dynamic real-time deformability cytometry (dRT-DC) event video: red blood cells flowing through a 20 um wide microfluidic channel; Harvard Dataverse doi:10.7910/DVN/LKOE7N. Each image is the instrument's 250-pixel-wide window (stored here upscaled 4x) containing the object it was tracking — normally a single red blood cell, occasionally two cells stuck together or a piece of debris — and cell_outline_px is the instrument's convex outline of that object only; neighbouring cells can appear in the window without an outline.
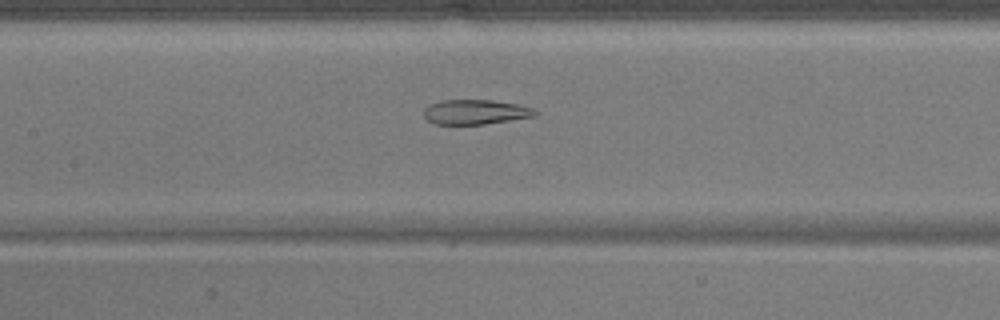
{"species": "common noctule bat (a hibernating species)", "species_latin": "Nyctalus noctula", "temperature_condition": "warm", "stored_images_in_passage": 34, "camera_frame_rate_fps": 3000, "um_per_image_px": 0.085, "animal": {"sex": "male", "body_mass_g": 17.9}, "frame": {"image": 1, "passage_image": 8, "time_ms": 2.333, "image_size_px": [1000, 320], "cell_outline_px": [[536, 116], [484, 124], [436, 124], [428, 120], [424, 116], [424, 108], [428, 104], [440, 100], [492, 100], [516, 104], [532, 108], [536, 112]], "centroid_in_image_um": [40.36, 9.51], "position_along_channel_um": 167.0, "area_um2": 15.95}}
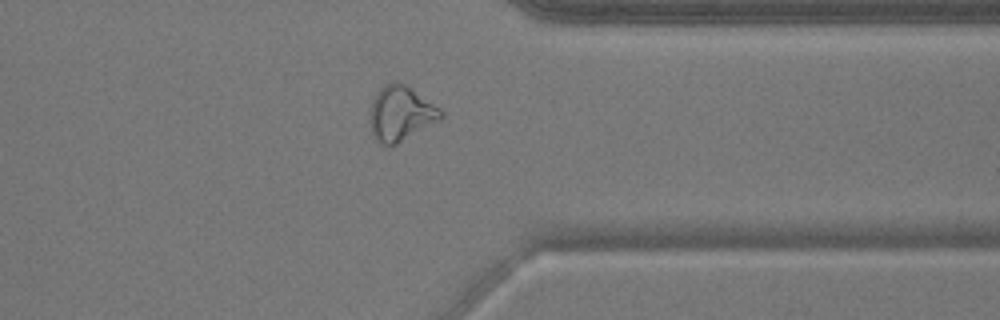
{"frame": {"image": 2, "passage_image": 24, "time_ms": 7.667, "image_size_px": [1000, 320], "cell_outline_px": [[444, 116], [440, 120], [396, 144], [380, 144], [376, 140], [372, 132], [372, 100], [380, 88], [384, 84], [396, 80], [412, 88], [440, 108], [444, 112]], "centroid_in_image_um": [34.1, 9.61], "position_along_channel_um": 377.3, "area_um2": 22.31}}
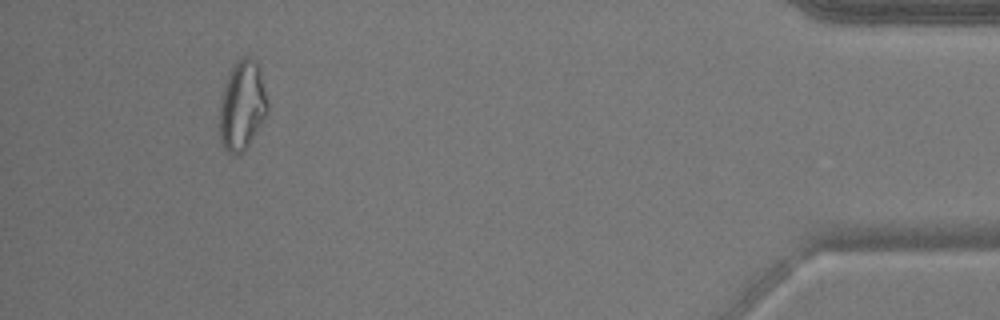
{"frame": {"image": 3, "passage_image": 31, "time_ms": 10.0, "image_size_px": [1000, 320], "cell_outline_px": [[268, 112], [248, 144], [240, 152], [232, 156], [224, 148], [220, 140], [220, 104], [224, 84], [228, 72], [236, 60], [244, 56], [248, 56], [256, 60], [260, 72], [268, 104]], "centroid_in_image_um": [20.56, 8.93], "position_along_channel_um": 414.6, "area_um2": 24.8}}